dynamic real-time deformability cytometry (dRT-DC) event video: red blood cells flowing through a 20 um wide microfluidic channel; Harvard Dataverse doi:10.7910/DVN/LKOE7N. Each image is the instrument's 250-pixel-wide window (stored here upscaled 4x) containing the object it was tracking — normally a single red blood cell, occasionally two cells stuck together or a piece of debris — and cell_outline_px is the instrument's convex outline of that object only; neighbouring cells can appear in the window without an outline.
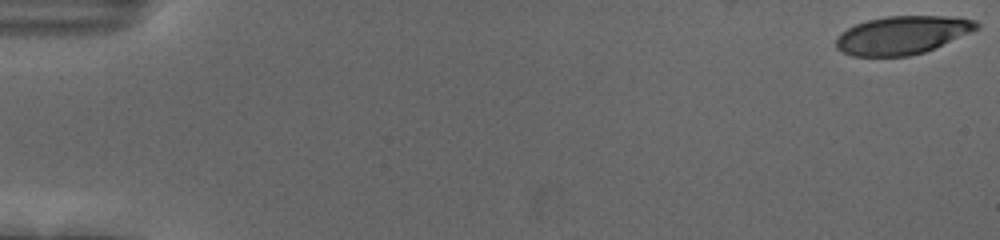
{"species": "human", "species_latin": "Homo sapiens", "temperature_condition": "cold", "stored_images_in_passage": 56, "camera_frame_rate_fps": 3000, "um_per_image_px": 0.085, "donor": {"sex": "female"}, "frame": {"image": 1, "passage_image": 1, "time_ms": 0.0, "image_size_px": [1000, 240], "cell_outline_px": [[980, 28], [924, 52], [908, 56], [852, 56], [836, 48], [836, 40], [848, 28], [856, 24], [868, 20], [888, 16], [944, 16], [976, 20], [980, 24]], "centroid_in_image_um": [76.71, 2.98], "position_along_channel_um": 8.3, "area_um2": 30.87}}
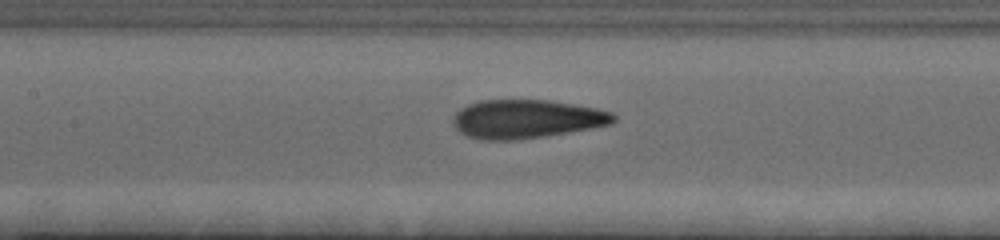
{"frame": {"image": 2, "passage_image": 27, "time_ms": 8.667, "image_size_px": [1000, 240], "cell_outline_px": [[616, 120], [612, 124], [592, 128], [540, 136], [512, 140], [480, 140], [468, 136], [460, 132], [456, 128], [456, 112], [460, 108], [468, 104], [480, 100], [548, 100], [596, 108], [612, 112], [616, 116]], "centroid_in_image_um": [44.77, 10.1], "position_along_channel_um": 162.6, "area_um2": 35.72}}
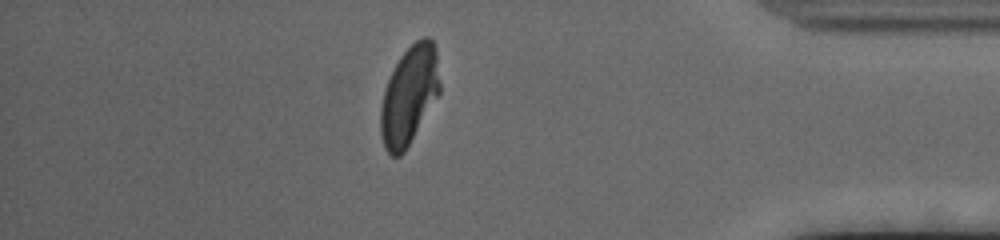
{"frame": {"image": 3, "passage_image": 49, "time_ms": 16.0, "image_size_px": [1000, 240], "cell_outline_px": [[440, 92], [404, 152], [400, 156], [392, 156], [384, 148], [380, 132], [380, 108], [384, 88], [400, 56], [416, 40], [424, 36], [428, 36], [432, 40], [436, 48], [440, 84]], "centroid_in_image_um": [34.77, 8.09], "position_along_channel_um": 400.4, "area_um2": 33.81}, "authors_computed_cell_mechanics": {"area_um2": 34.8245, "velocity_mm_per_s": 3.6759, "shape_relaxation_time_tau1_ms": 4.9817, "shape_relaxation_time_tau2_ms": 1.1466, "deformation_change_tau1": 0.1897, "deformation_change_tau2": 0.0889}}